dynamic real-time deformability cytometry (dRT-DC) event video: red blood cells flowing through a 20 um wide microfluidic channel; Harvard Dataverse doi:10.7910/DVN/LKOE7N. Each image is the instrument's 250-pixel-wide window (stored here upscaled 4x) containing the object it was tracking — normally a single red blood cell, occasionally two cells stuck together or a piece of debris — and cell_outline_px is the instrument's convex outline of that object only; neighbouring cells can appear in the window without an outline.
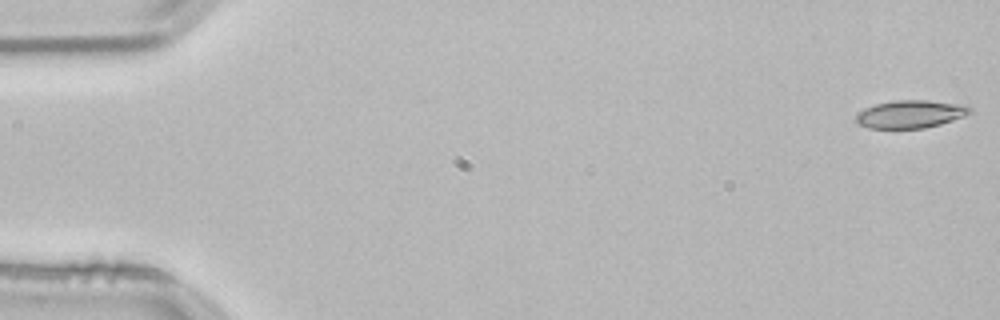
{"species": "common noctule bat (a hibernating species)", "species_latin": "Nyctalus noctula", "temperature_condition": "room temperature", "stored_images_in_passage": 53, "camera_frame_rate_fps": 3000, "um_per_image_px": 0.085, "animal": {"sex": "male", "body_mass_g": 21.5, "forearm_length_mm": 52.0}, "frame": {"image": 1, "passage_image": 1, "time_ms": 0.0, "image_size_px": [1000, 320], "cell_outline_px": [[972, 112], [964, 116], [940, 124], [924, 128], [868, 128], [860, 124], [856, 120], [856, 116], [860, 112], [876, 104], [896, 100], [928, 100], [968, 104], [972, 108]], "centroid_in_image_um": [77.48, 9.69], "position_along_channel_um": 7.5, "area_um2": 18.38}}
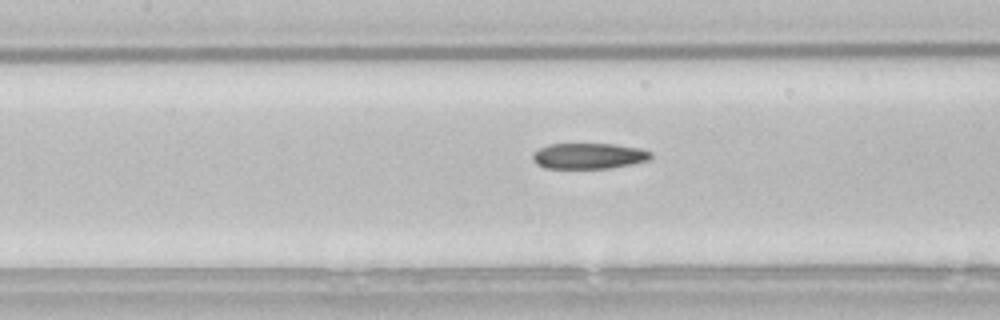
{"frame": {"image": 2, "passage_image": 24, "time_ms": 7.667, "image_size_px": [1000, 320], "cell_outline_px": [[652, 156], [648, 160], [632, 164], [608, 168], [544, 168], [536, 164], [532, 160], [532, 156], [540, 148], [548, 144], [616, 144], [640, 148], [652, 152]], "centroid_in_image_um": [50.05, 13.25], "position_along_channel_um": 157.3, "area_um2": 17.74}}
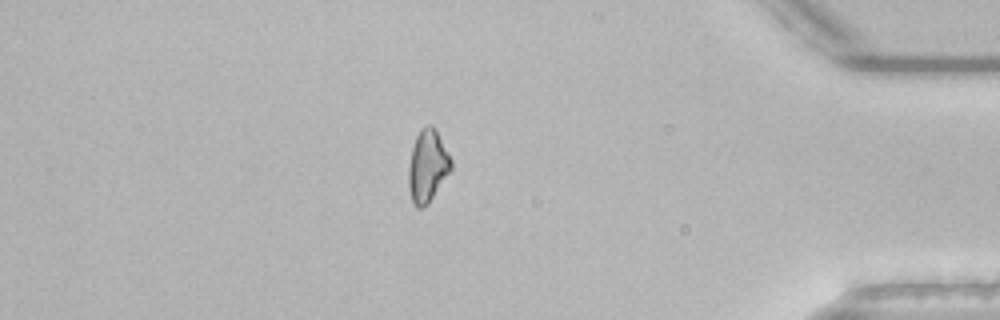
{"frame": {"image": 3, "passage_image": 46, "time_ms": 15.0, "image_size_px": [1000, 320], "cell_outline_px": [[452, 168], [428, 204], [420, 208], [416, 208], [412, 204], [408, 188], [408, 164], [412, 148], [416, 136], [420, 128], [428, 124], [432, 124], [436, 128], [452, 160]], "centroid_in_image_um": [36.32, 14.1], "position_along_channel_um": 398.9, "area_um2": 18.21}, "authors_computed_cell_mechanics": {"area_um2": 18.3226, "velocity_mm_per_s": 3.8135, "shape_relaxation_time_tau1_ms": null, "shape_relaxation_time_tau2_ms": 5.4822, "deformation_change_tau1": null, "deformation_change_tau2": 0.1408}}